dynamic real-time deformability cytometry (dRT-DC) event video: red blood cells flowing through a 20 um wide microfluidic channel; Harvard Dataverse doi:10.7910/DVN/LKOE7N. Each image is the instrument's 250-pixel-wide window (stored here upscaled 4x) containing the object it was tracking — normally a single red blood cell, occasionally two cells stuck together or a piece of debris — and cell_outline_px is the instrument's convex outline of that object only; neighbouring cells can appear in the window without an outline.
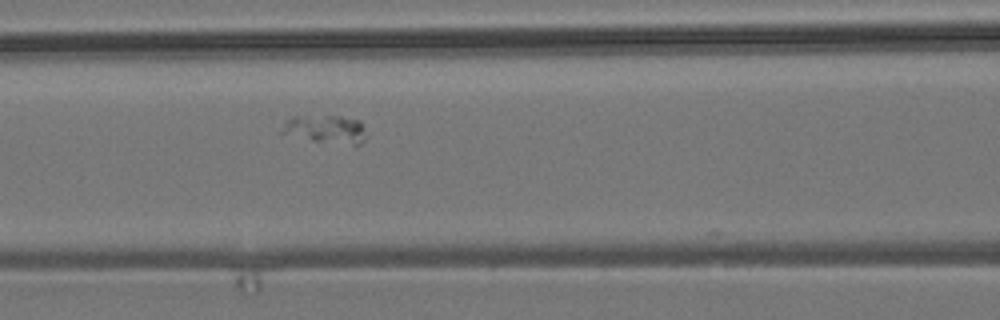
{"species": "common noctule bat (a hibernating species)", "species_latin": "Nyctalus noctula", "temperature_condition": "room temperature", "stored_images_in_passage": 8, "camera_frame_rate_fps": 3000, "um_per_image_px": 0.085, "animal": {"sex": "male", "body_mass_g": 19.2, "forearm_length_mm": 51.8}, "frame": {"image": 1, "passage_image": 8, "time_ms": 2.333, "image_size_px": [1000, 320], "cell_outline_px": [[368, 136], [360, 144], [352, 144], [312, 140], [280, 136], [280, 132], [284, 124], [292, 116], [340, 116], [360, 120]], "centroid_in_image_um": [27.65, 10.98], "position_along_channel_um": 139.0, "area_um2": 14.05}}